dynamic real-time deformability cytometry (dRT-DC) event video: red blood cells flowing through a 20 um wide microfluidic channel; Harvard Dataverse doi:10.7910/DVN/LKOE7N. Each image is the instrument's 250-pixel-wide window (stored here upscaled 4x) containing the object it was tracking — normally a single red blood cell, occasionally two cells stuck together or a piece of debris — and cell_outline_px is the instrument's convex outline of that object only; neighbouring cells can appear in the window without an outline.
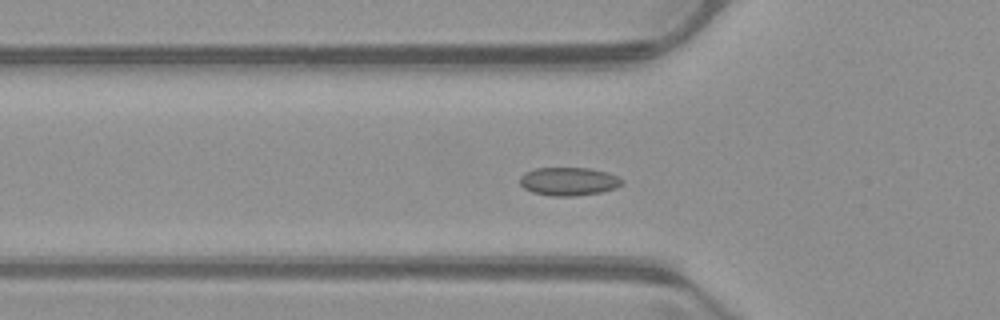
{"species": "common noctule bat (a hibernating species)", "species_latin": "Nyctalus noctula", "temperature_condition": "warm", "stored_images_in_passage": 53, "camera_frame_rate_fps": 3000, "um_per_image_px": 0.085, "animal": {"sex": "male", "body_mass_g": 23.1, "forearm_length_mm": 52.7}, "frame": {"image": 1, "passage_image": 17, "time_ms": 5.333, "image_size_px": [1000, 320], "cell_outline_px": [[620, 184], [612, 188], [596, 192], [536, 192], [524, 188], [520, 184], [520, 180], [528, 172], [540, 168], [584, 168], [604, 172], [616, 176], [620, 180]], "centroid_in_image_um": [48.31, 15.34], "position_along_channel_um": 77.5, "area_um2": 14.68}}
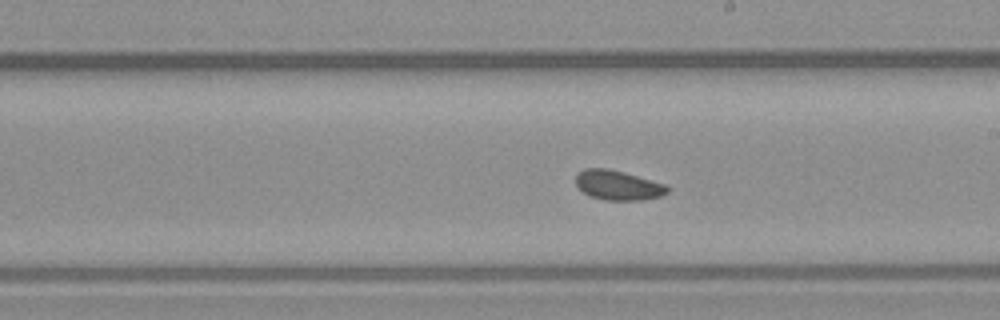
{"frame": {"image": 2, "passage_image": 29, "time_ms": 9.333, "image_size_px": [1000, 320], "cell_outline_px": [[668, 192], [656, 196], [632, 200], [612, 200], [592, 196], [584, 192], [576, 184], [576, 176], [580, 172], [588, 168], [604, 168], [620, 172], [664, 184], [668, 188]], "centroid_in_image_um": [52.48, 15.74], "position_along_channel_um": 236.5, "area_um2": 14.85}}
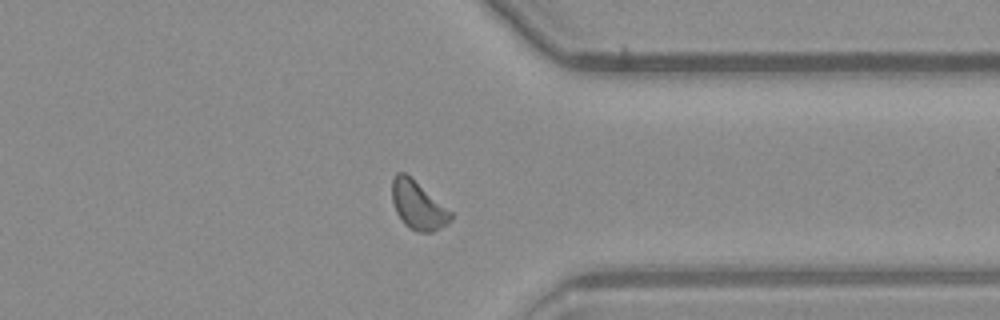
{"frame": {"image": 3, "passage_image": 40, "time_ms": 13.0, "image_size_px": [1000, 320], "cell_outline_px": [[452, 216], [444, 224], [432, 232], [420, 232], [412, 228], [400, 216], [392, 200], [392, 180], [396, 172], [404, 172], [452, 212]], "centroid_in_image_um": [35.51, 17.41], "position_along_channel_um": 375.9, "area_um2": 15.55}, "authors_computed_cell_mechanics": {"area_um2": 15.2014, "velocity_mm_per_s": 3.9502, "shape_relaxation_time_tau1_ms": 1.8885, "shape_relaxation_time_tau2_ms": 10.6667, "deformation_change_tau1": 0.0484, "deformation_change_tau2": 0.1349}}